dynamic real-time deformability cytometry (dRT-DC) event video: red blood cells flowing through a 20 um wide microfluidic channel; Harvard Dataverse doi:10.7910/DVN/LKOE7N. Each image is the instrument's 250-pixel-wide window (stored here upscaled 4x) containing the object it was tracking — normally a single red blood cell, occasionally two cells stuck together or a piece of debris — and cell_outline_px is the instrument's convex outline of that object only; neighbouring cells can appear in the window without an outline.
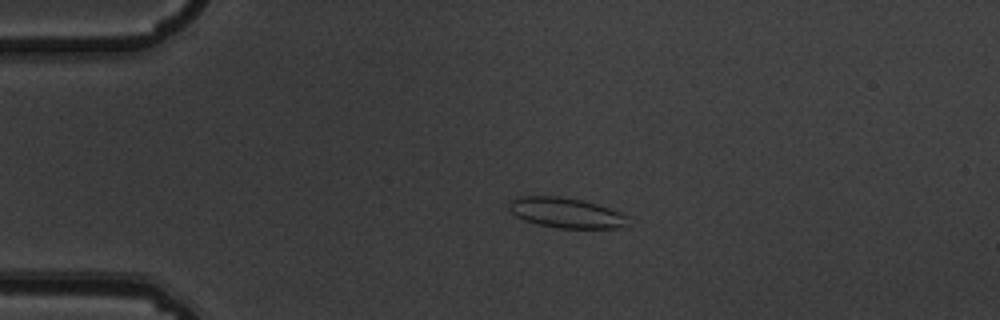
{"species": "common noctule bat (a hibernating species)", "species_latin": "Nyctalus noctula", "temperature_condition": "warm", "stored_images_in_passage": 2, "camera_frame_rate_fps": 3000, "um_per_image_px": 0.085, "animal": {"sex": "male", "body_mass_g": 19.5, "forearm_length_mm": 54.6}, "frame": {"image": 1, "passage_image": 1, "time_ms": 0.0, "image_size_px": [1000, 320], "cell_outline_px": [[624, 224], [616, 228], [560, 228], [540, 224], [524, 220], [516, 216], [508, 208], [508, 204], [516, 196], [560, 196], [584, 200], [608, 208], [624, 216]], "centroid_in_image_um": [47.99, 18.06], "position_along_channel_um": 37.0, "area_um2": 20.4}}